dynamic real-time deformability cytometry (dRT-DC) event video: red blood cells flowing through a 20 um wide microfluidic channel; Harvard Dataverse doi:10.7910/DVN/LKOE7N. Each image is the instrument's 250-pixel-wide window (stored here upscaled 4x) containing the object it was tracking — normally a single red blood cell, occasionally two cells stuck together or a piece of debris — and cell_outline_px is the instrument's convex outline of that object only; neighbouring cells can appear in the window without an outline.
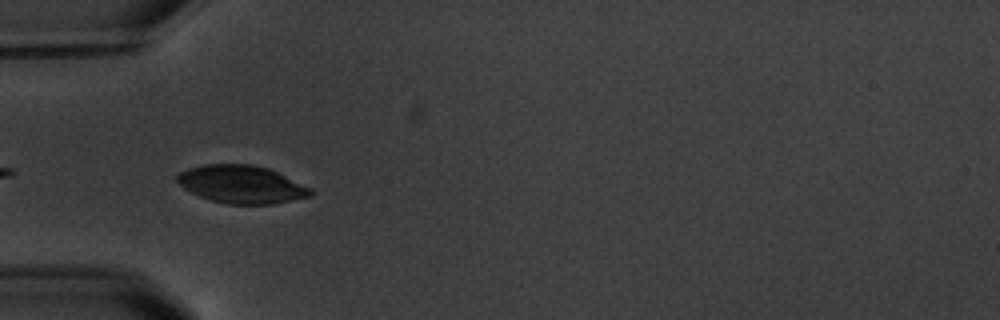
{"species": "common noctule bat (a hibernating species)", "species_latin": "Nyctalus noctula", "temperature_condition": "warm", "stored_images_in_passage": 6, "camera_frame_rate_fps": 3000, "um_per_image_px": 0.085, "animal": {"sex": "male", "body_mass_g": 20.1, "forearm_length_mm": 53.5}, "frame": {"image": 1, "passage_image": 5, "time_ms": 5.667, "image_size_px": [1000, 320], "cell_outline_px": [[312, 196], [272, 204], [228, 204], [212, 200], [200, 196], [184, 188], [176, 180], [176, 176], [180, 172], [188, 168], [204, 164], [252, 164], [268, 168], [312, 188]], "centroid_in_image_um": [20.54, 15.66], "position_along_channel_um": 64.5, "area_um2": 29.3}}